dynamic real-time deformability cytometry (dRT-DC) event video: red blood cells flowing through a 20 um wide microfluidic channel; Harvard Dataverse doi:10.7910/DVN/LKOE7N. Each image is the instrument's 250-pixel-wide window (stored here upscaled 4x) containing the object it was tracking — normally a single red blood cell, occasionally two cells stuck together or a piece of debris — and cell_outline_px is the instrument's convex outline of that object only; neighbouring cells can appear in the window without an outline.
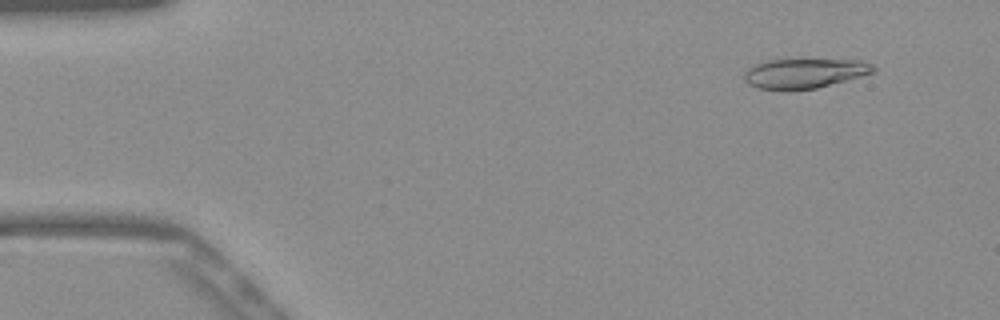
{"species": "Egyptian fruit bat (a non-hibernating species)", "species_latin": "Rousettus aegyptiacus", "temperature_condition": "warm", "stored_images_in_passage": 52, "camera_frame_rate_fps": 3000, "um_per_image_px": 0.085, "frame": {"image": 1, "passage_image": 5, "time_ms": 1.333, "image_size_px": [1000, 320], "cell_outline_px": [[876, 72], [816, 88], [788, 92], [756, 88], [748, 84], [744, 80], [744, 72], [752, 64], [768, 60], [860, 60], [872, 64], [876, 68]], "centroid_in_image_um": [68.32, 6.26], "position_along_channel_um": 16.7, "area_um2": 22.77}}
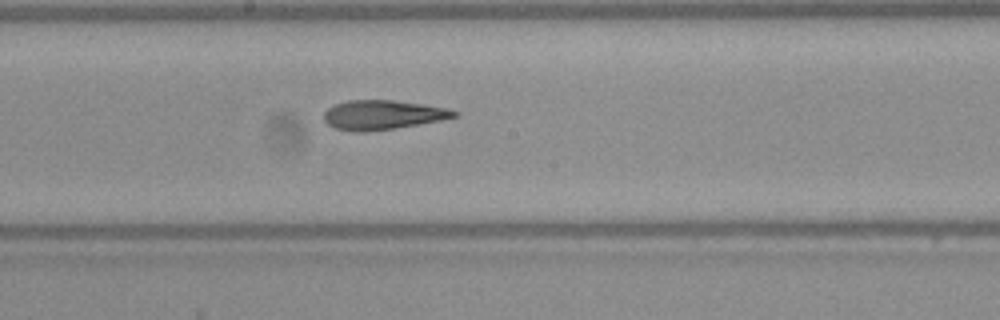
{"frame": {"image": 2, "passage_image": 28, "time_ms": 9.0, "image_size_px": [1000, 320], "cell_outline_px": [[460, 112], [456, 116], [440, 120], [392, 128], [364, 132], [356, 132], [336, 128], [328, 124], [324, 120], [324, 112], [328, 108], [336, 104], [348, 100], [392, 100], [424, 104], [452, 108]], "centroid_in_image_um": [32.55, 9.75], "position_along_channel_um": 215.7, "area_um2": 22.14}}
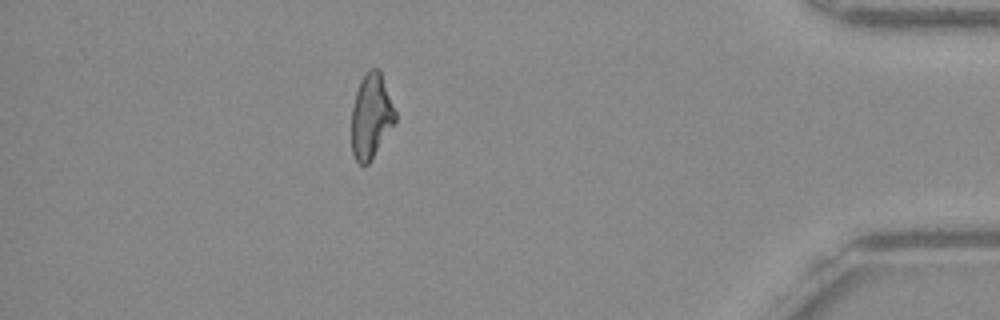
{"frame": {"image": 3, "passage_image": 46, "time_ms": 15.0, "image_size_px": [1000, 320], "cell_outline_px": [[396, 120], [368, 164], [360, 164], [356, 160], [352, 152], [352, 108], [356, 92], [360, 80], [372, 68], [376, 68], [380, 72], [396, 112]], "centroid_in_image_um": [31.53, 9.88], "position_along_channel_um": 403.7, "area_um2": 20.98}, "authors_computed_cell_mechanics": {"area_um2": 22.3975, "velocity_mm_per_s": 3.8945, "shape_relaxation_time_tau1_ms": null, "shape_relaxation_time_tau2_ms": 2.5556, "deformation_change_tau1": null, "deformation_change_tau2": 0.1167}}